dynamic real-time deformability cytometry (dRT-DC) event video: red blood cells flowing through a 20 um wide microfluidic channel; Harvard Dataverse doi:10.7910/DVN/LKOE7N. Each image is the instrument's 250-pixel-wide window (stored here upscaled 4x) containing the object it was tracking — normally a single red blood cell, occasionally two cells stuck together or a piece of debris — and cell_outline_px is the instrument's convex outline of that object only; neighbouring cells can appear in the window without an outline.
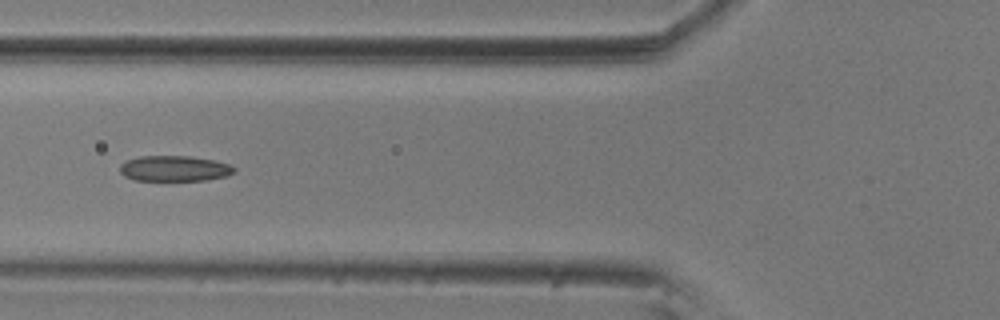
{"species": "common noctule bat (a hibernating species)", "species_latin": "Nyctalus noctula", "temperature_condition": "room temperature", "stored_images_in_passage": 8, "camera_frame_rate_fps": 3000, "um_per_image_px": 0.085, "animal": {"sex": "male", "body_mass_g": 20.5, "forearm_length_mm": 52.5}, "frame": {"image": 1, "passage_image": 6, "time_ms": 1.667, "image_size_px": [1000, 320], "cell_outline_px": [[236, 172], [228, 176], [208, 180], [132, 180], [124, 176], [120, 172], [120, 164], [128, 160], [140, 156], [188, 156], [216, 160], [228, 164], [236, 168]], "centroid_in_image_um": [14.86, 14.32], "position_along_channel_um": 110.9, "area_um2": 17.17}}
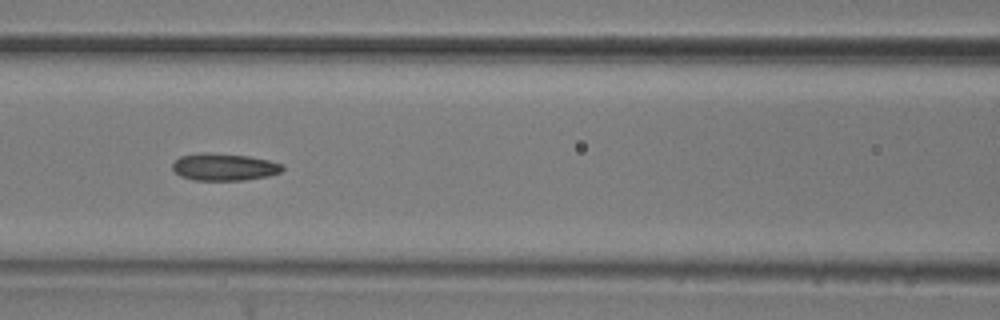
{"frame": {"image": 2, "passage_image": 7, "time_ms": 2.0, "image_size_px": [1000, 320], "cell_outline_px": [[284, 168], [280, 172], [268, 176], [244, 180], [192, 180], [180, 176], [172, 168], [172, 164], [180, 156], [204, 152], [208, 152], [248, 156], [268, 160], [280, 164]], "centroid_in_image_um": [19.02, 14.19], "position_along_channel_um": 147.6, "area_um2": 17.34}}
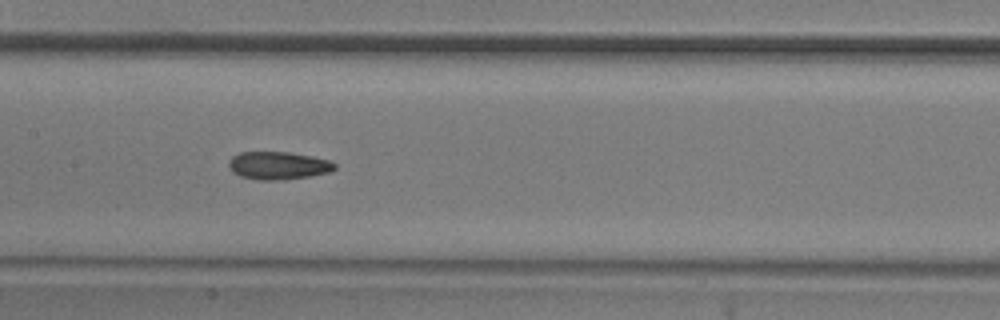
{"frame": {"image": 3, "passage_image": 8, "time_ms": 2.333, "image_size_px": [1000, 320], "cell_outline_px": [[336, 168], [332, 172], [312, 176], [280, 180], [260, 180], [240, 176], [232, 172], [228, 164], [228, 160], [232, 156], [240, 152], [288, 152], [312, 156], [332, 160], [336, 164]], "centroid_in_image_um": [23.68, 14.07], "position_along_channel_um": 183.7, "area_um2": 17.46}}